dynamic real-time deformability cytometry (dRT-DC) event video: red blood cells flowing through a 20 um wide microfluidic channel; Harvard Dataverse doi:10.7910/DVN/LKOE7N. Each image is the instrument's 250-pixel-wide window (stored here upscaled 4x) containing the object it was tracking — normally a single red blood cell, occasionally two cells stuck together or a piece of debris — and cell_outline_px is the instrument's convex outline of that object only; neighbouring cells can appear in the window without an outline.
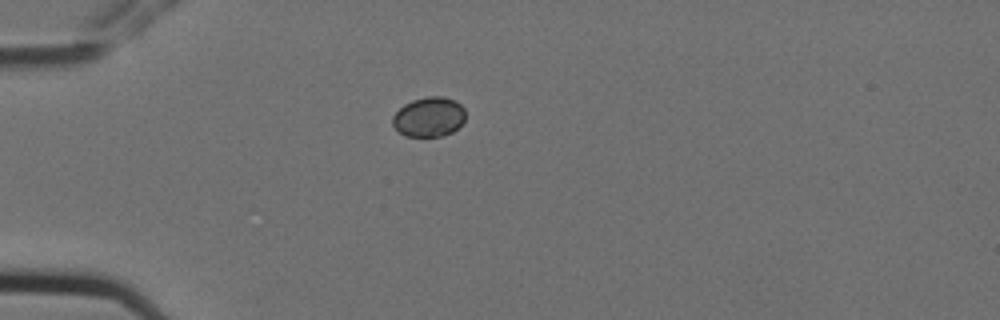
{"species": "Egyptian fruit bat (a non-hibernating species)", "species_latin": "Rousettus aegyptiacus", "temperature_condition": "cold", "stored_images_in_passage": 4, "camera_frame_rate_fps": 3000, "um_per_image_px": 0.085, "animal": {"sex": "female"}, "frame": {"image": 1, "passage_image": 1, "time_ms": 0.0, "image_size_px": [1000, 320], "cell_outline_px": [[464, 120], [452, 132], [444, 136], [404, 136], [392, 124], [392, 116], [404, 104], [412, 100], [428, 96], [444, 96], [456, 100], [464, 108]], "centroid_in_image_um": [36.45, 9.93], "position_along_channel_um": 48.5, "area_um2": 16.88}}
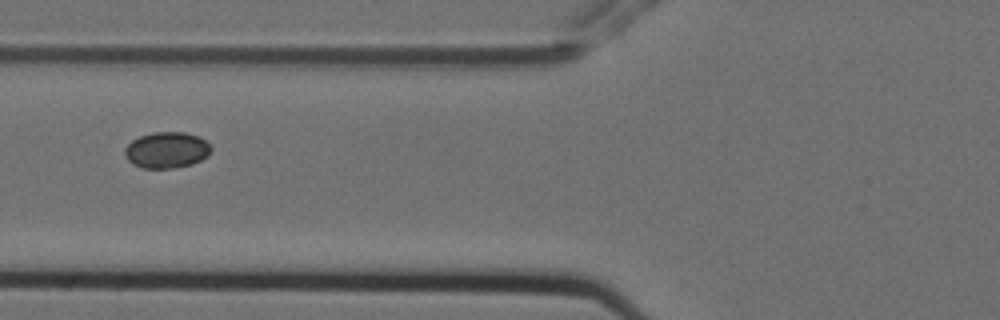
{"frame": {"image": 2, "passage_image": 3, "time_ms": 0.667, "image_size_px": [1000, 320], "cell_outline_px": [[212, 152], [208, 156], [192, 164], [172, 168], [144, 168], [132, 164], [124, 156], [124, 148], [132, 140], [140, 136], [152, 132], [184, 132], [200, 136], [212, 148]], "centroid_in_image_um": [14.16, 12.75], "position_along_channel_um": 111.6, "area_um2": 18.32}}
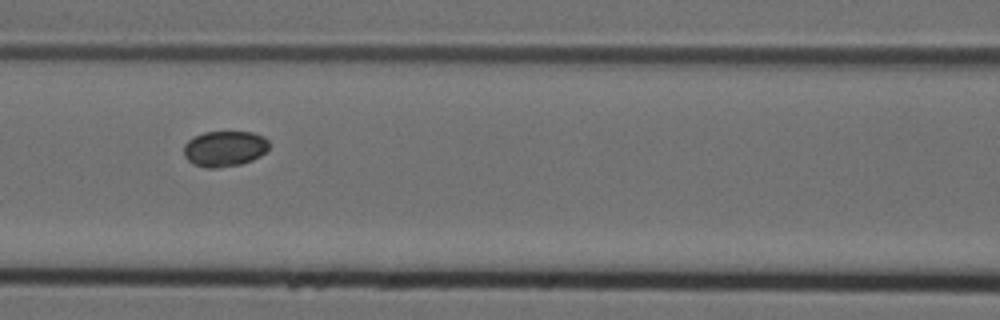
{"frame": {"image": 3, "passage_image": 4, "time_ms": 1.0, "image_size_px": [1000, 320], "cell_outline_px": [[268, 148], [260, 156], [252, 160], [240, 164], [216, 168], [208, 168], [192, 164], [184, 156], [184, 144], [192, 136], [204, 132], [252, 132], [264, 136], [268, 140]], "centroid_in_image_um": [19.06, 12.63], "position_along_channel_um": 147.5, "area_um2": 17.8}}